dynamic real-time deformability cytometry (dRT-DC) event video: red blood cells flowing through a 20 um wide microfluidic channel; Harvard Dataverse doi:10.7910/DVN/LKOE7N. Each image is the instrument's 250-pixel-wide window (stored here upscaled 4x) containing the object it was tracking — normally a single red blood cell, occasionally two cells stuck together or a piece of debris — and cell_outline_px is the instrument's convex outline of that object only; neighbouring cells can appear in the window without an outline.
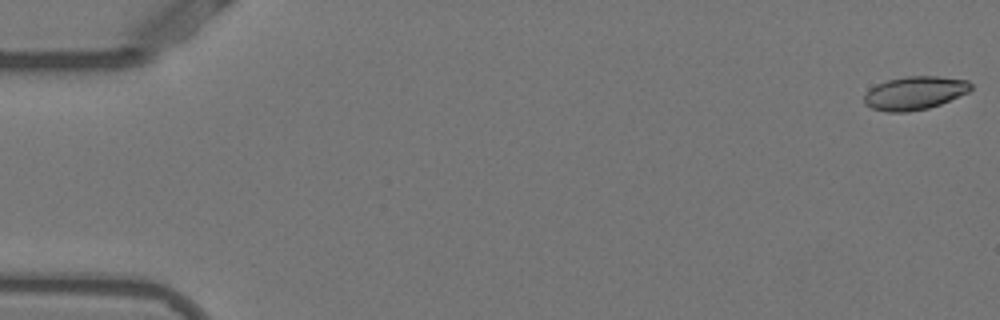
{"species": "Egyptian fruit bat (a non-hibernating species)", "species_latin": "Rousettus aegyptiacus", "temperature_condition": "warm", "stored_images_in_passage": 53, "camera_frame_rate_fps": 3000, "um_per_image_px": 0.085, "animal": {"sex": "female"}, "frame": {"image": 1, "passage_image": 1, "time_ms": 0.0, "image_size_px": [1000, 320], "cell_outline_px": [[972, 88], [968, 92], [940, 104], [928, 108], [908, 112], [888, 112], [872, 108], [864, 104], [864, 96], [876, 84], [888, 80], [904, 76], [940, 76], [968, 80], [972, 84]], "centroid_in_image_um": [77.76, 7.9], "position_along_channel_um": 7.2, "area_um2": 20.69}}
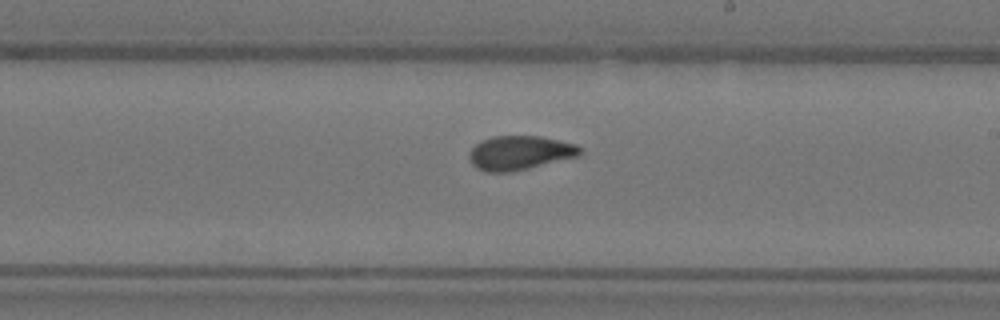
{"frame": {"image": 2, "passage_image": 31, "time_ms": 10.0, "image_size_px": [1000, 320], "cell_outline_px": [[584, 152], [580, 156], [512, 172], [484, 172], [476, 168], [472, 164], [468, 156], [468, 152], [476, 144], [492, 136], [540, 136], [576, 144]], "centroid_in_image_um": [44.18, 13.0], "position_along_channel_um": 244.8, "area_um2": 22.2}}
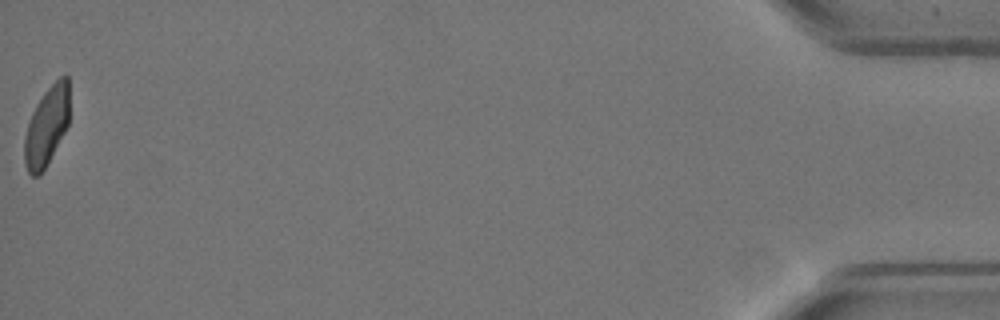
{"frame": {"image": 3, "passage_image": 53, "time_ms": 17.333, "image_size_px": [1000, 320], "cell_outline_px": [[68, 124], [64, 132], [40, 176], [32, 176], [28, 172], [24, 164], [24, 136], [32, 112], [36, 104], [44, 92], [60, 76], [68, 76]], "centroid_in_image_um": [3.94, 10.75], "position_along_channel_um": 431.3, "area_um2": 20.4}, "authors_computed_cell_mechanics": {"area_um2": 21.8484, "velocity_mm_per_s": 3.8611, "shape_relaxation_time_tau1_ms": 7.7119, "shape_relaxation_time_tau2_ms": 1.5471, "deformation_change_tau1": 0.209, "deformation_change_tau2": 0.0754}}